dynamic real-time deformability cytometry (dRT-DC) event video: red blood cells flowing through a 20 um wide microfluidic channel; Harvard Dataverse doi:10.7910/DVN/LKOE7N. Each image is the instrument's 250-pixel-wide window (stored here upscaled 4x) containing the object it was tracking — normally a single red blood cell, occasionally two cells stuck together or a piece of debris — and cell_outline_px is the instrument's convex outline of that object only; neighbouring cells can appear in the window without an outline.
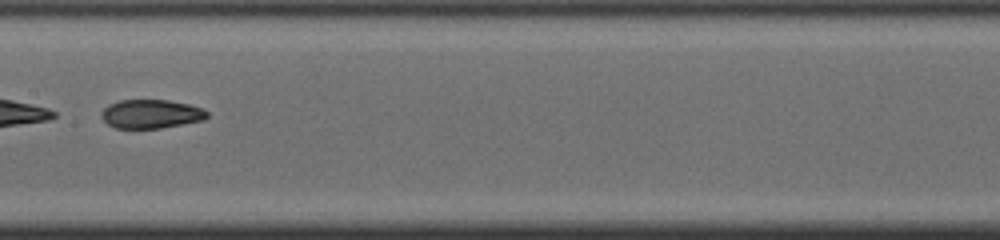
{"species": "common noctule bat (a hibernating species)", "species_latin": "Nyctalus noctula", "temperature_condition": "cold", "stored_images_in_passage": 34, "camera_frame_rate_fps": 3000, "um_per_image_px": 0.085, "animal": {"sex": "male", "body_mass_g": 19.0, "forearm_length_mm": 50.8}, "frame": {"image": 1, "passage_image": 10, "time_ms": 3.0, "image_size_px": [1000, 240], "cell_outline_px": [[208, 116], [204, 120], [160, 128], [116, 128], [108, 124], [100, 116], [100, 112], [108, 104], [120, 100], [168, 100], [188, 104], [204, 108], [208, 112]], "centroid_in_image_um": [12.83, 9.68], "position_along_channel_um": 194.6, "area_um2": 17.8}}
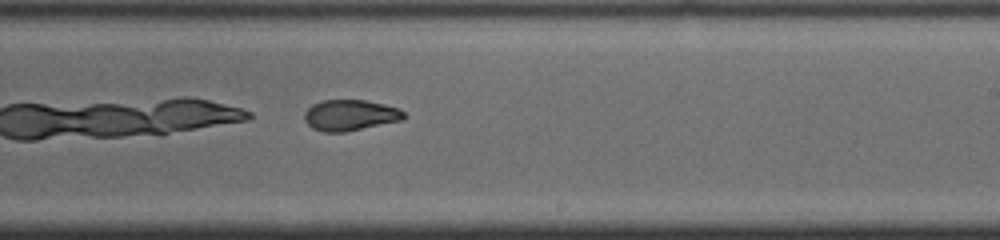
{"frame": {"image": 2, "passage_image": 15, "time_ms": 4.667, "image_size_px": [1000, 240], "cell_outline_px": [[404, 116], [400, 120], [344, 132], [324, 132], [312, 128], [304, 120], [304, 112], [312, 104], [324, 100], [364, 100], [384, 104], [400, 108], [404, 112]], "centroid_in_image_um": [29.72, 9.78], "position_along_channel_um": 259.3, "area_um2": 17.74}}